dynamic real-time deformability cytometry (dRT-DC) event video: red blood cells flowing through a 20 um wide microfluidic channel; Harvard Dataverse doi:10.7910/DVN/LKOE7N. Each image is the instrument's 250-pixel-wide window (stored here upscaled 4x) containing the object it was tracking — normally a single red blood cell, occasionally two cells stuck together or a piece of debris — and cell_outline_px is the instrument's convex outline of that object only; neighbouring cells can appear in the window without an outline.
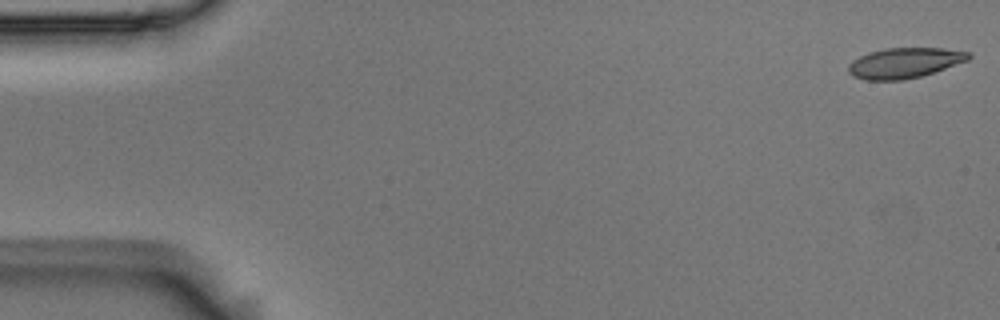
{"species": "Egyptian fruit bat (a non-hibernating species)", "species_latin": "Rousettus aegyptiacus", "temperature_condition": "room temperature", "stored_images_in_passage": 49, "camera_frame_rate_fps": 3000, "um_per_image_px": 0.085, "animal": {"sex": "male"}, "frame": {"image": 1, "passage_image": 1, "time_ms": 0.0, "image_size_px": [1000, 320], "cell_outline_px": [[972, 56], [968, 60], [920, 76], [904, 80], [864, 80], [852, 76], [848, 72], [848, 64], [852, 60], [868, 52], [884, 48], [944, 48], [968, 52]], "centroid_in_image_um": [76.83, 5.34], "position_along_channel_um": 8.2, "area_um2": 21.21}}
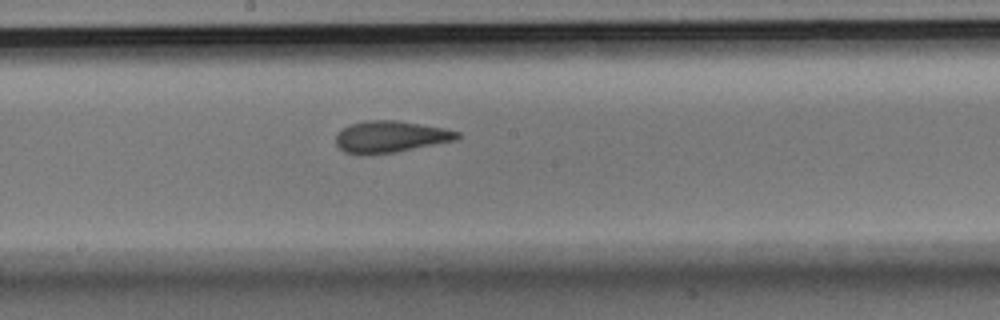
{"frame": {"image": 2, "passage_image": 29, "time_ms": 9.333, "image_size_px": [1000, 320], "cell_outline_px": [[460, 136], [456, 140], [396, 152], [360, 156], [344, 152], [336, 144], [336, 136], [344, 128], [352, 124], [364, 120], [396, 120], [444, 128], [460, 132]], "centroid_in_image_um": [33.18, 11.64], "position_along_channel_um": 215.0, "area_um2": 22.43}}
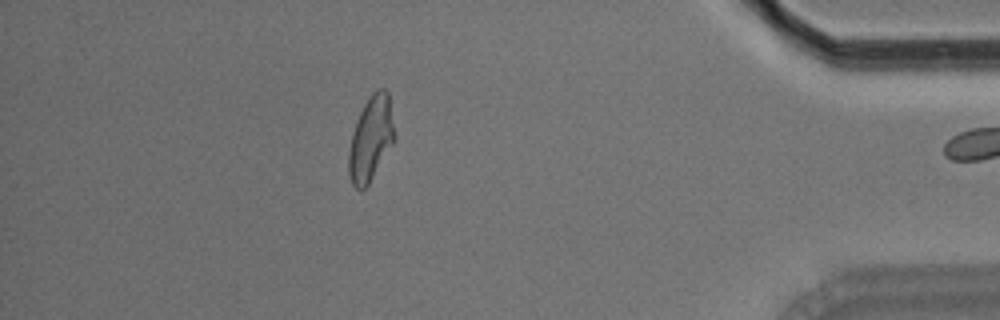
{"frame": {"image": 3, "passage_image": 48, "time_ms": 15.667, "image_size_px": [1000, 320], "cell_outline_px": [[396, 140], [368, 184], [364, 188], [356, 188], [352, 184], [348, 172], [348, 152], [352, 132], [356, 120], [368, 96], [376, 88], [384, 88], [388, 92]], "centroid_in_image_um": [31.52, 11.75], "position_along_channel_um": 403.7, "area_um2": 22.72}}